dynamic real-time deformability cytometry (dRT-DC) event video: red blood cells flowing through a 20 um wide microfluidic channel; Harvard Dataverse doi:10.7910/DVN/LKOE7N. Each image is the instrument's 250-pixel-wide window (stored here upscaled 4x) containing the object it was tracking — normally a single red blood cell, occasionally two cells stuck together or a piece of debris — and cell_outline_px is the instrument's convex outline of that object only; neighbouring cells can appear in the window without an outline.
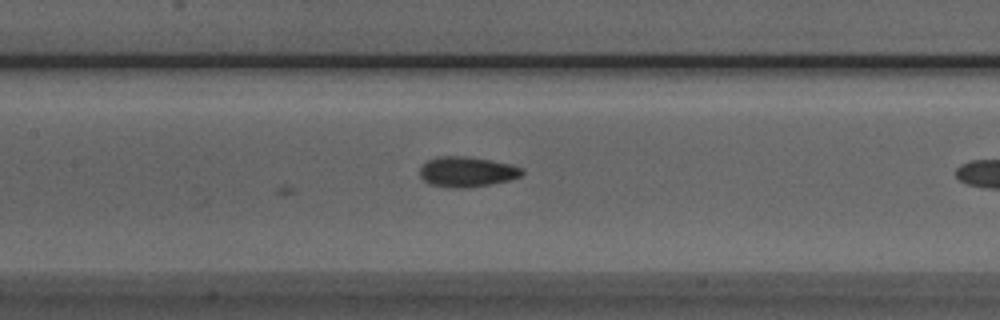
{"species": "Egyptian fruit bat (a non-hibernating species)", "species_latin": "Rousettus aegyptiacus", "temperature_condition": "room temperature", "stored_images_in_passage": 10, "camera_frame_rate_fps": 3000, "um_per_image_px": 0.085, "animal": {"sex": "male"}, "frame": {"image": 1, "passage_image": 10, "time_ms": 3.0, "image_size_px": [1000, 320], "cell_outline_px": [[524, 172], [520, 176], [508, 180], [492, 184], [464, 188], [452, 188], [428, 184], [420, 176], [420, 168], [428, 160], [436, 156], [464, 156], [488, 160], [508, 164], [520, 168]], "centroid_in_image_um": [39.63, 14.61], "position_along_channel_um": 167.8, "area_um2": 17.8}}